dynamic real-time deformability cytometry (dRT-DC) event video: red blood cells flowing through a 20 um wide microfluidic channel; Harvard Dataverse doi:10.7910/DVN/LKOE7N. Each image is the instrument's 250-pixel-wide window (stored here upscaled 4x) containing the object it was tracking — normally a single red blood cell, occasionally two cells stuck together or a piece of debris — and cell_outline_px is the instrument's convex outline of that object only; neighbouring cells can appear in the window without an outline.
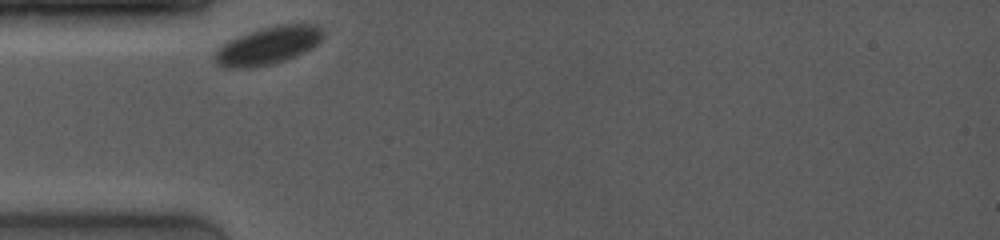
{"species": "common noctule bat (a hibernating species)", "species_latin": "Nyctalus noctula", "temperature_condition": "room temperature", "stored_images_in_passage": 41, "camera_frame_rate_fps": 4000, "um_per_image_px": 0.085, "animal": {"sex": "female", "body_mass_g": 19.0, "forearm_length_mm": 53.3}, "frame": {"image": 1, "passage_image": 1, "time_ms": 0.0, "image_size_px": [1000, 240], "cell_outline_px": [[324, 36], [312, 48], [284, 60], [272, 64], [252, 68], [224, 68], [216, 64], [216, 52], [224, 44], [240, 36], [260, 28], [276, 24], [320, 24], [324, 32]], "centroid_in_image_um": [22.84, 3.87], "position_along_channel_um": 62.2, "area_um2": 23.58}}
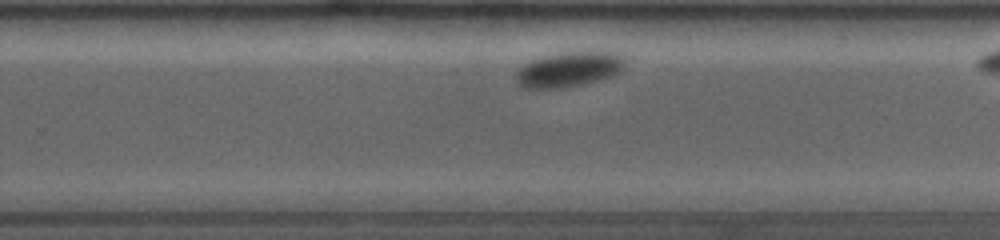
{"frame": {"image": 2, "passage_image": 27, "time_ms": 6.5, "image_size_px": [1000, 240], "cell_outline_px": [[624, 68], [612, 76], [600, 80], [584, 84], [564, 88], [524, 88], [516, 80], [516, 72], [524, 64], [532, 60], [544, 56], [564, 52], [588, 48], [616, 52], [624, 60]], "centroid_in_image_um": [48.42, 5.86], "position_along_channel_um": 281.4, "area_um2": 22.83}}
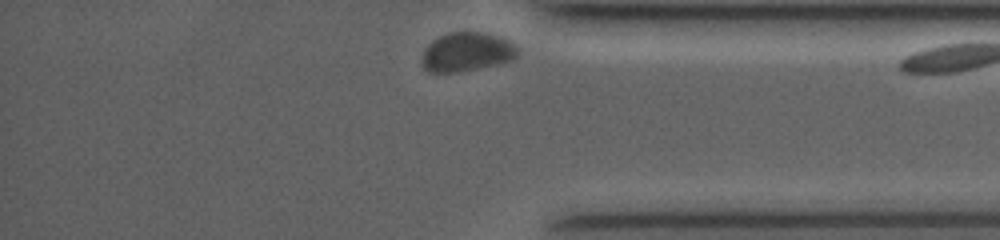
{"frame": {"image": 3, "passage_image": 40, "time_ms": 9.75, "image_size_px": [1000, 240], "cell_outline_px": [[516, 56], [512, 60], [496, 64], [456, 72], [428, 72], [424, 68], [424, 48], [432, 40], [448, 32], [480, 32], [496, 36], [512, 44], [516, 48]], "centroid_in_image_um": [39.63, 4.41], "position_along_channel_um": 395.6, "area_um2": 21.1}}